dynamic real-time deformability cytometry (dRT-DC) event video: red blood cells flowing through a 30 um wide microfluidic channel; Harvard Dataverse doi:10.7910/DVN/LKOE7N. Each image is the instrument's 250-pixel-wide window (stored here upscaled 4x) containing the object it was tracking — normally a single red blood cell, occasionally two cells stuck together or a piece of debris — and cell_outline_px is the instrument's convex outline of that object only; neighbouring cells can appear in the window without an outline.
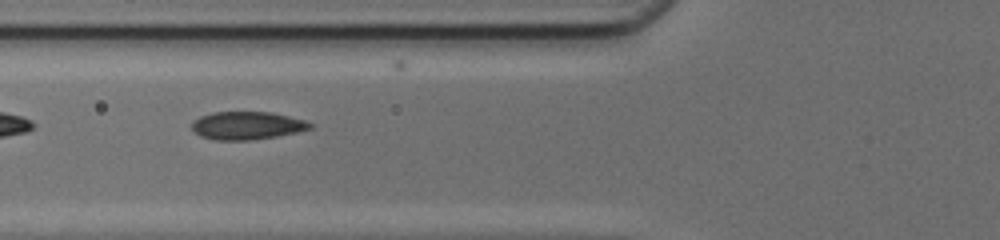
{"species": "common noctule bat (a hibernating species)", "species_latin": "Nyctalus noctula", "temperature_condition": "cold", "stored_images_in_passage": 32, "camera_frame_rate_fps": 3000, "um_per_image_px": 0.085, "animal": {"sex": "female", "body_mass_g": 17.0, "forearm_length_mm": 48.0}, "frame": {"image": 1, "passage_image": 2, "time_ms": 0.333, "image_size_px": [1000, 240], "cell_outline_px": [[312, 128], [300, 132], [252, 140], [212, 140], [200, 136], [192, 128], [192, 120], [200, 116], [212, 112], [272, 112], [304, 120], [312, 124]], "centroid_in_image_um": [20.98, 10.67], "position_along_channel_um": 104.8, "area_um2": 19.36}}
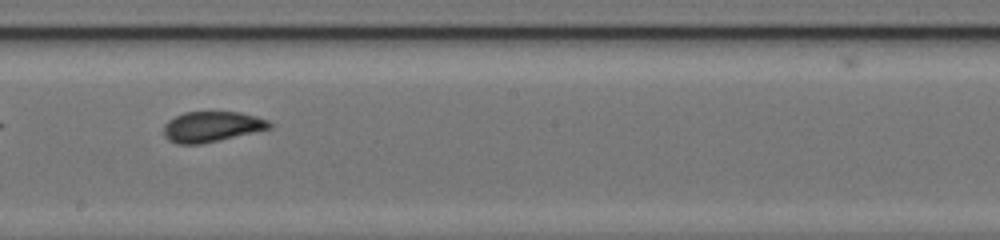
{"frame": {"image": 2, "passage_image": 11, "time_ms": 3.333, "image_size_px": [1000, 240], "cell_outline_px": [[272, 128], [200, 144], [176, 144], [168, 140], [164, 136], [164, 124], [168, 120], [184, 112], [240, 112], [256, 116], [268, 120], [272, 124]], "centroid_in_image_um": [17.98, 10.76], "position_along_channel_um": 230.2, "area_um2": 18.73}}